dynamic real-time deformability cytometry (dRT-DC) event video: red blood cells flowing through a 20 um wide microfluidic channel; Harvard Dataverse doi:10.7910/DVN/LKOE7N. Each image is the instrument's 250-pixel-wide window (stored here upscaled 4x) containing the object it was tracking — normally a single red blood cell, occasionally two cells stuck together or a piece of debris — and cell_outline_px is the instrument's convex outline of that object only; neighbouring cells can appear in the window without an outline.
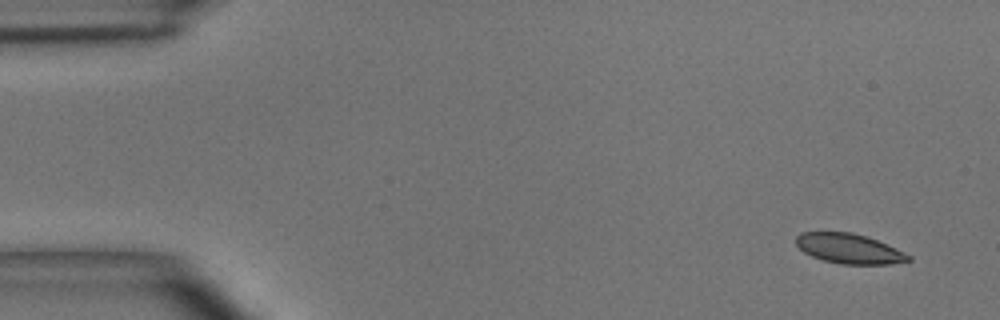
{"species": "common noctule bat (a hibernating species)", "species_latin": "Nyctalus noctula", "temperature_condition": "room temperature", "stored_images_in_passage": 47, "camera_frame_rate_fps": 3000, "um_per_image_px": 0.085, "animal": {"sex": "male", "body_mass_g": 15.6}, "frame": {"image": 1, "passage_image": 1, "time_ms": 0.0, "image_size_px": [1000, 320], "cell_outline_px": [[912, 260], [892, 264], [840, 264], [824, 260], [812, 256], [804, 252], [796, 244], [796, 236], [800, 232], [852, 232], [868, 236], [904, 252], [912, 256]], "centroid_in_image_um": [72.19, 21.13], "position_along_channel_um": 12.8, "area_um2": 19.59}}
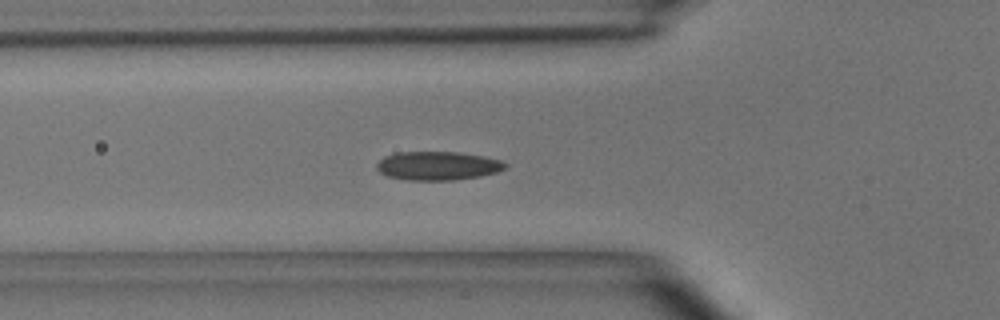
{"frame": {"image": 2, "passage_image": 15, "time_ms": 4.667, "image_size_px": [1000, 320], "cell_outline_px": [[508, 164], [504, 168], [496, 172], [480, 176], [456, 180], [408, 180], [388, 176], [380, 172], [376, 168], [376, 164], [384, 156], [396, 152], [460, 152], [484, 156], [504, 160]], "centroid_in_image_um": [37.22, 14.08], "position_along_channel_um": 88.6, "area_um2": 21.62}}
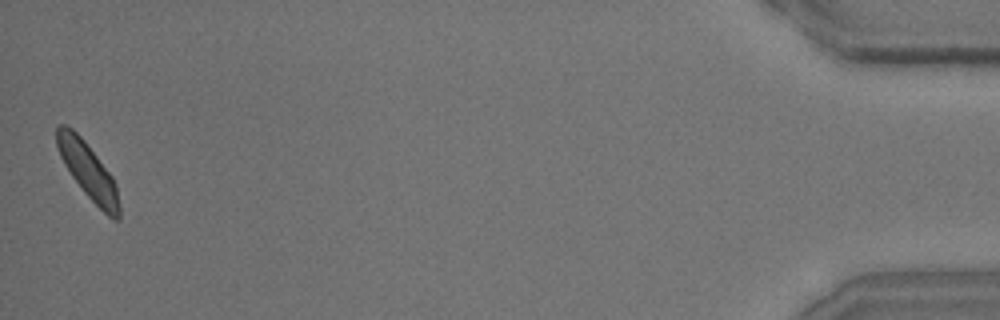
{"frame": {"image": 3, "passage_image": 47, "time_ms": 15.333, "image_size_px": [1000, 320], "cell_outline_px": [[120, 220], [112, 220], [84, 192], [72, 176], [64, 164], [60, 156], [56, 144], [56, 128], [60, 124], [64, 124], [72, 128], [84, 140], [112, 176], [116, 184], [120, 208]], "centroid_in_image_um": [7.49, 14.53], "position_along_channel_um": 427.7, "area_um2": 20.17}, "authors_computed_cell_mechanics": {"area_um2": 20.519, "velocity_mm_per_s": 4.0323, "shape_relaxation_time_tau1_ms": 3.6713, "shape_relaxation_time_tau2_ms": 3.7978, "deformation_change_tau1": 0.0967, "deformation_change_tau2": 0.0926}}